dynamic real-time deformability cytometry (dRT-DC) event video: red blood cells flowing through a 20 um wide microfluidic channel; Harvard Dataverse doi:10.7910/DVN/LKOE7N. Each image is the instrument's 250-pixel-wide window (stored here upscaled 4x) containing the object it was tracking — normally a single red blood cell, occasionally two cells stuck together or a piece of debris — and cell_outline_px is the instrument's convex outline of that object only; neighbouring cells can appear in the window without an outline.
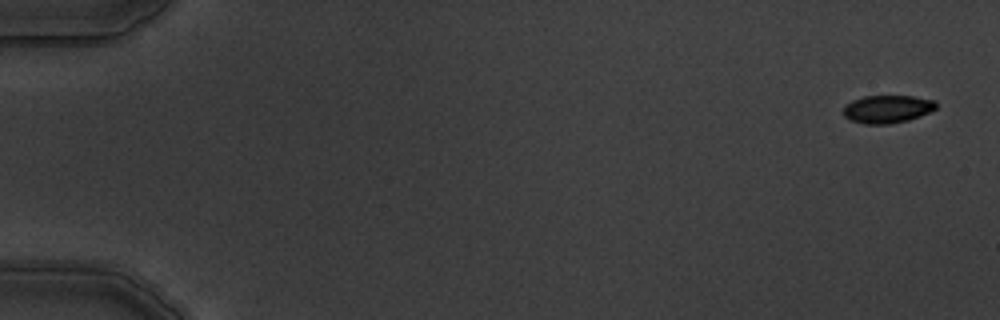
{"species": "common noctule bat (a hibernating species)", "species_latin": "Nyctalus noctula", "temperature_condition": "warm", "stored_images_in_passage": 3, "segment_of_instrument_passage": [2, 2], "camera_frame_rate_fps": 3000, "um_per_image_px": 0.085, "animal": {"sex": "male", "body_mass_g": 19.5, "forearm_length_mm": 54.6}, "frame": {"image": 1, "passage_image": 3, "time_ms": 2.333, "image_size_px": [1000, 320], "cell_outline_px": [[936, 108], [920, 116], [908, 120], [888, 124], [864, 124], [852, 120], [844, 116], [844, 104], [852, 100], [864, 96], [912, 96], [936, 100]], "centroid_in_image_um": [75.41, 9.26], "position_along_channel_um": 9.6, "area_um2": 15.03}}